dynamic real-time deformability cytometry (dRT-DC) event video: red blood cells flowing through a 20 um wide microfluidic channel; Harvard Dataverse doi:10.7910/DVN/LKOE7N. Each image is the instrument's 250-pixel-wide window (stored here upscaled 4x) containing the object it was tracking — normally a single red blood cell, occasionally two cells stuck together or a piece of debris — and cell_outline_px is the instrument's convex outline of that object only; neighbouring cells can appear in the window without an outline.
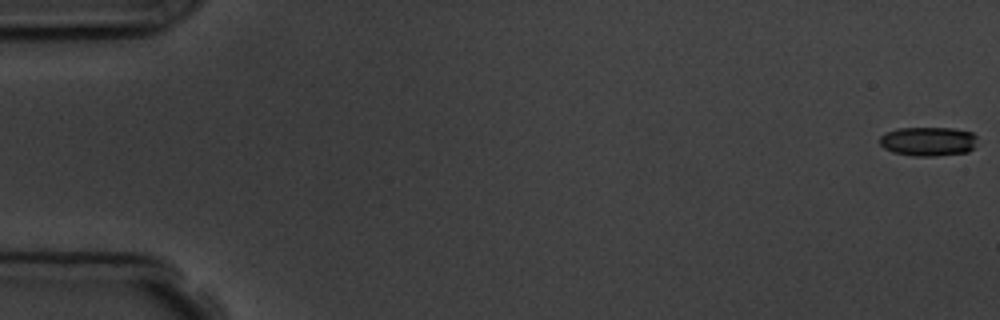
{"species": "common noctule bat (a hibernating species)", "species_latin": "Nyctalus noctula", "temperature_condition": "room temperature", "stored_images_in_passage": 10, "camera_frame_rate_fps": 3000, "um_per_image_px": 0.085, "animal": {"sex": "male", "body_mass_g": 19.5, "forearm_length_mm": 54.6}, "frame": {"image": 1, "passage_image": 1, "time_ms": 0.0, "image_size_px": [1000, 320], "cell_outline_px": [[976, 136], [972, 148], [968, 152], [936, 156], [912, 156], [892, 152], [884, 148], [880, 144], [880, 136], [896, 128], [952, 128], [972, 132]], "centroid_in_image_um": [78.87, 12.02], "position_along_channel_um": 6.1, "area_um2": 16.53}}
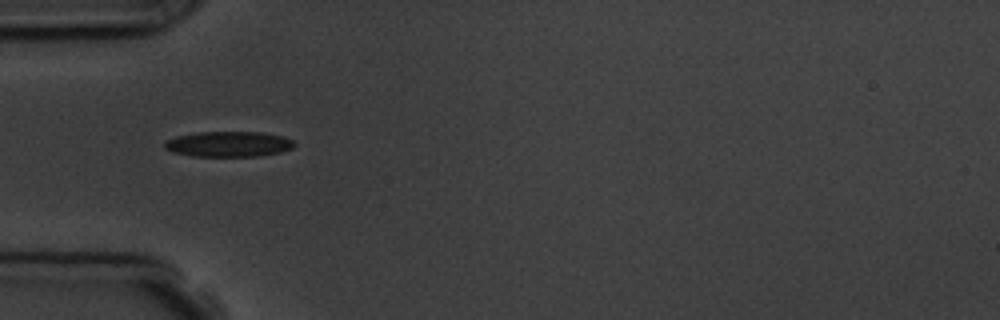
{"frame": {"image": 2, "passage_image": 5, "time_ms": 5.667, "image_size_px": [1000, 320], "cell_outline_px": [[296, 144], [292, 148], [280, 152], [256, 156], [192, 156], [172, 152], [164, 148], [164, 144], [168, 140], [176, 136], [196, 132], [260, 132], [280, 136], [292, 140]], "centroid_in_image_um": [19.4, 12.25], "position_along_channel_um": 65.6, "area_um2": 19.07}}
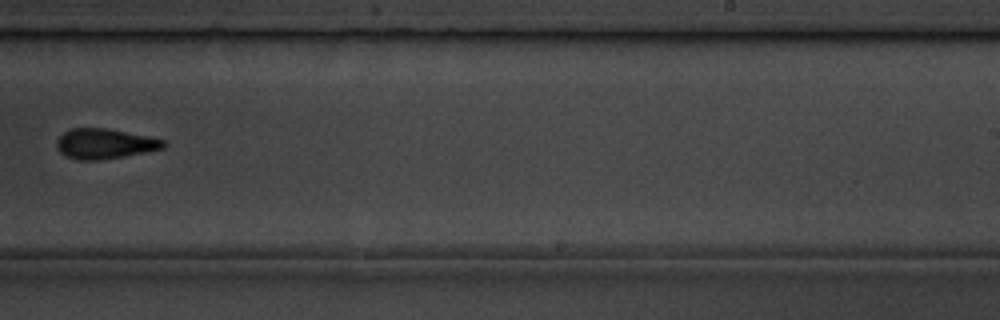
{"frame": {"image": 3, "passage_image": 10, "time_ms": 11.333, "image_size_px": [1000, 320], "cell_outline_px": [[168, 144], [164, 148], [124, 156], [100, 160], [80, 160], [64, 156], [56, 148], [56, 140], [64, 132], [72, 128], [104, 128], [164, 140]], "centroid_in_image_um": [8.85, 12.23], "position_along_channel_um": 280.2, "area_um2": 18.55}}